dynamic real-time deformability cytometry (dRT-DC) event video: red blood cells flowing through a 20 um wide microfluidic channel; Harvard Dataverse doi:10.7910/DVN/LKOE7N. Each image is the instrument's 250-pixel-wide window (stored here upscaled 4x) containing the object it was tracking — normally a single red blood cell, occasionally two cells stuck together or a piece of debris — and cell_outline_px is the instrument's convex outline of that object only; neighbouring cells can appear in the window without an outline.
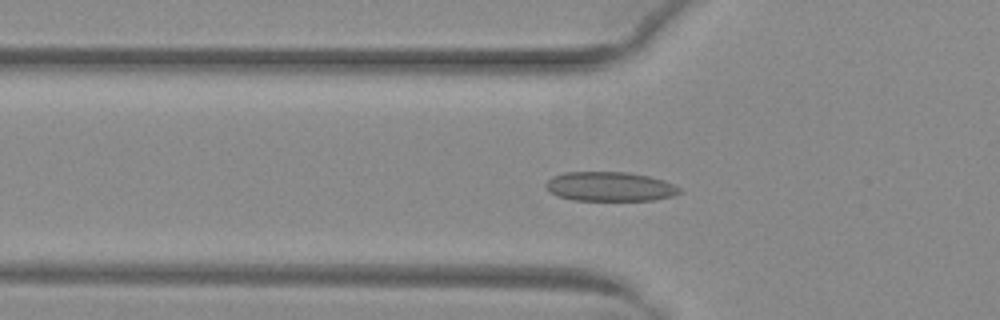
{"species": "common noctule bat (a hibernating species)", "species_latin": "Nyctalus noctula", "temperature_condition": "warm", "stored_images_in_passage": 37, "camera_frame_rate_fps": 3000, "um_per_image_px": 0.085, "animal": {"sex": "female", "body_mass_g": 29.2, "forearm_length_mm": 56.3}, "frame": {"image": 1, "passage_image": 4, "time_ms": 1.0, "image_size_px": [1000, 320], "cell_outline_px": [[684, 192], [672, 196], [652, 200], [572, 200], [556, 196], [544, 184], [552, 176], [564, 172], [628, 172], [648, 176], [664, 180], [680, 188]], "centroid_in_image_um": [51.84, 15.85], "position_along_channel_um": 74.0, "area_um2": 22.89}}
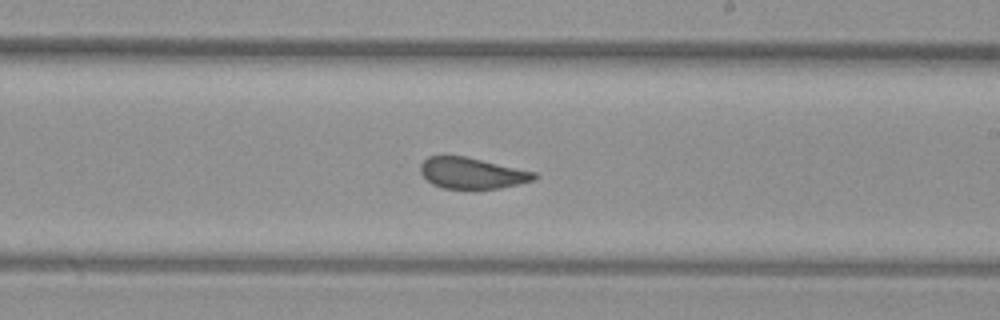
{"frame": {"image": 2, "passage_image": 17, "time_ms": 5.333, "image_size_px": [1000, 320], "cell_outline_px": [[540, 176], [532, 180], [500, 188], [444, 188], [432, 184], [420, 172], [420, 164], [428, 156], [464, 156], [536, 172]], "centroid_in_image_um": [40.11, 14.71], "position_along_channel_um": 248.9, "area_um2": 20.29}}
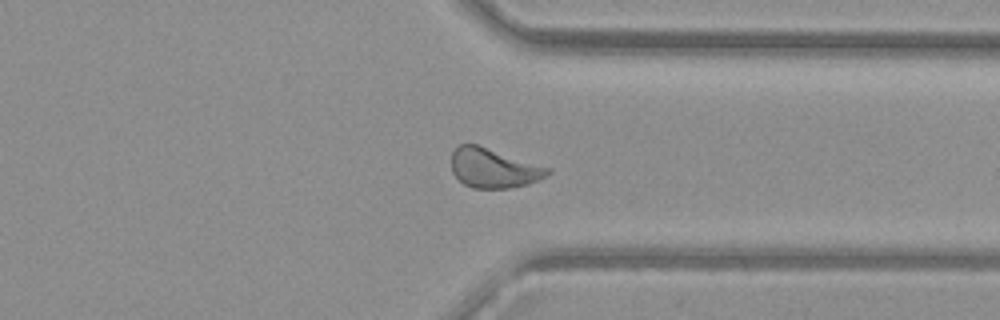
{"frame": {"image": 3, "passage_image": 26, "time_ms": 8.333, "image_size_px": [1000, 320], "cell_outline_px": [[552, 172], [528, 184], [508, 188], [472, 188], [464, 184], [452, 172], [452, 152], [460, 144], [476, 144], [552, 168]], "centroid_in_image_um": [41.96, 14.29], "position_along_channel_um": 369.4, "area_um2": 21.96}}